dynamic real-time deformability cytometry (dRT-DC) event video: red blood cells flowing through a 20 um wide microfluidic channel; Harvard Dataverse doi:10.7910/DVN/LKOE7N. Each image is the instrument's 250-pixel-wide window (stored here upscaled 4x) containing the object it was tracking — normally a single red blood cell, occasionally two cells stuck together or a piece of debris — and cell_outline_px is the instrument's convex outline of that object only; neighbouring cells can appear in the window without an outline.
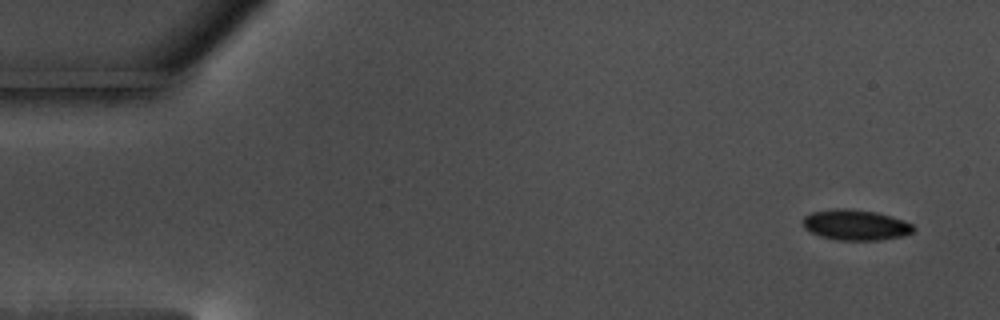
{"species": "common noctule bat (a hibernating species)", "species_latin": "Nyctalus noctula", "temperature_condition": "warm", "stored_images_in_passage": 56, "camera_frame_rate_fps": 3000, "um_per_image_px": 0.085, "animal": {"sex": "male", "body_mass_g": 17.5, "forearm_length_mm": 52.3}, "frame": {"image": 1, "passage_image": 1, "time_ms": 0.0, "image_size_px": [1000, 320], "cell_outline_px": [[916, 228], [912, 232], [900, 236], [880, 240], [840, 240], [820, 236], [804, 228], [804, 216], [812, 212], [836, 208], [848, 208], [876, 212], [912, 224]], "centroid_in_image_um": [72.7, 19.11], "position_along_channel_um": 12.3, "area_um2": 19.36}}
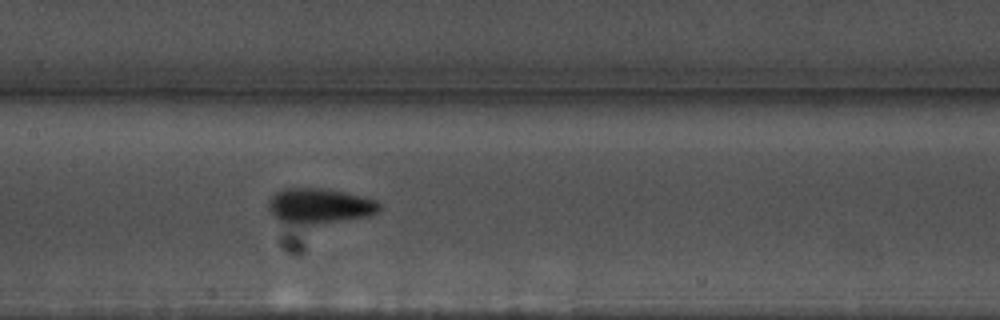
{"frame": {"image": 2, "passage_image": 26, "time_ms": 8.333, "image_size_px": [1000, 320], "cell_outline_px": [[384, 208], [380, 212], [372, 216], [308, 228], [280, 220], [272, 216], [268, 208], [268, 200], [276, 192], [284, 188], [320, 188], [344, 192], [376, 200]], "centroid_in_image_um": [27.2, 17.56], "position_along_channel_um": 180.2, "area_um2": 23.87}}
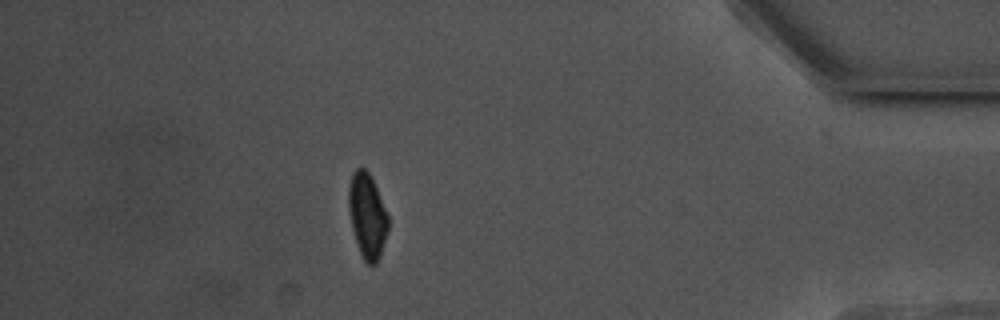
{"frame": {"image": 3, "passage_image": 49, "time_ms": 16.0, "image_size_px": [1000, 320], "cell_outline_px": [[388, 228], [380, 256], [376, 264], [368, 264], [364, 260], [356, 244], [352, 228], [348, 208], [348, 188], [352, 172], [356, 168], [364, 168], [368, 172], [376, 188], [388, 216]], "centroid_in_image_um": [31.19, 18.34], "position_along_channel_um": 404.0, "area_um2": 19.36}, "authors_computed_cell_mechanics": {"area_um2": 20.3167, "velocity_mm_per_s": 3.5146, "shape_relaxation_time_tau1_ms": 3.6777, "shape_relaxation_time_tau2_ms": 3.5822, "deformation_change_tau1": 0.0953, "deformation_change_tau2": 0.0809}}